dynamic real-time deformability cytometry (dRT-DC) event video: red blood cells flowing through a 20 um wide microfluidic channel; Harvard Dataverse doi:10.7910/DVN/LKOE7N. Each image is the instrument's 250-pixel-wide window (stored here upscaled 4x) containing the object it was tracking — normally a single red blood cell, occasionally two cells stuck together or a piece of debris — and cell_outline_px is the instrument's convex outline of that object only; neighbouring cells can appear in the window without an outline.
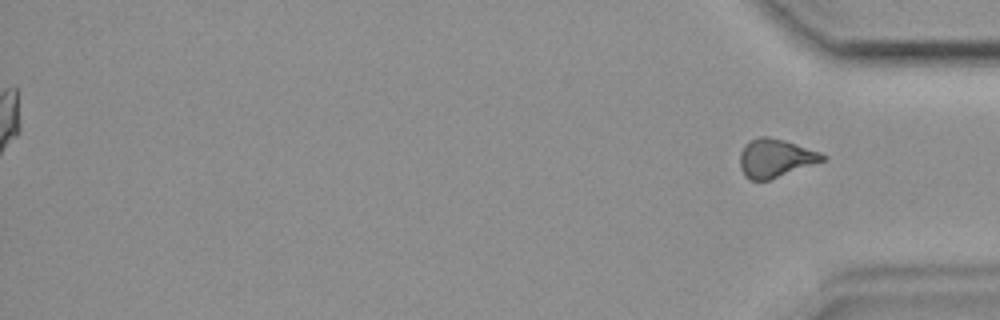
{"species": "common noctule bat (a hibernating species)", "species_latin": "Nyctalus noctula", "temperature_condition": "room temperature", "stored_images_in_passage": 34, "segment_of_instrument_passage": [2, 2], "camera_frame_rate_fps": 3000, "um_per_image_px": 0.085, "animal": {"sex": "female", "body_mass_g": 19.9}, "frame": {"image": 1, "passage_image": 34, "time_ms": 11.0, "image_size_px": [1000, 320], "cell_outline_px": [[828, 160], [768, 180], [748, 180], [744, 176], [740, 168], [740, 152], [744, 144], [760, 136], [768, 136], [784, 140], [820, 152], [828, 156]], "centroid_in_image_um": [65.92, 13.45], "position_along_channel_um": 369.3, "area_um2": 18.67}}